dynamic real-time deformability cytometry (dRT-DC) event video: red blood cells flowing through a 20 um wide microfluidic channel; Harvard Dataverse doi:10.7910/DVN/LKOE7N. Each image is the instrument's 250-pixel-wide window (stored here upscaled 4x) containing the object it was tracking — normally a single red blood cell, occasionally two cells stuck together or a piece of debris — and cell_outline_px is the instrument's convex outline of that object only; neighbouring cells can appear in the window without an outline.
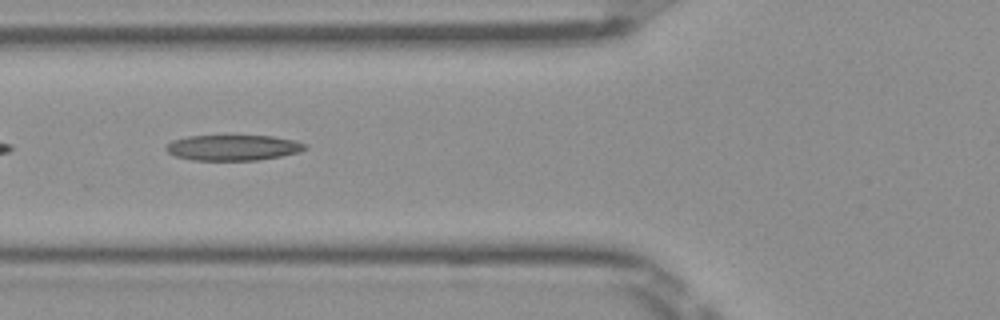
{"species": "Egyptian fruit bat (a non-hibernating species)", "species_latin": "Rousettus aegyptiacus", "temperature_condition": "room temperature", "stored_images_in_passage": 35, "camera_frame_rate_fps": 3000, "um_per_image_px": 0.085, "frame": {"image": 1, "passage_image": 4, "time_ms": 1.0, "image_size_px": [1000, 320], "cell_outline_px": [[308, 148], [300, 152], [280, 156], [256, 160], [192, 160], [176, 156], [168, 152], [164, 148], [172, 140], [188, 136], [272, 136], [296, 140], [308, 144]], "centroid_in_image_um": [19.85, 12.54], "position_along_channel_um": 106.0, "area_um2": 20.75}}
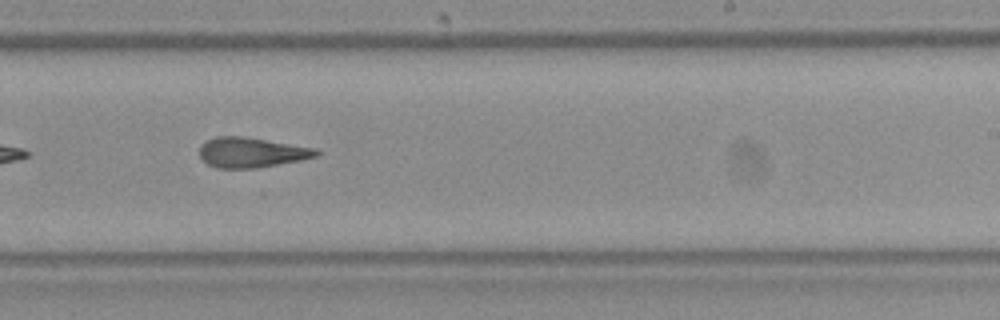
{"frame": {"image": 2, "passage_image": 16, "time_ms": 5.0, "image_size_px": [1000, 320], "cell_outline_px": [[320, 152], [316, 156], [300, 160], [256, 168], [216, 168], [208, 164], [200, 156], [200, 144], [216, 136], [244, 136], [316, 148]], "centroid_in_image_um": [21.36, 12.95], "position_along_channel_um": 267.6, "area_um2": 20.35}}
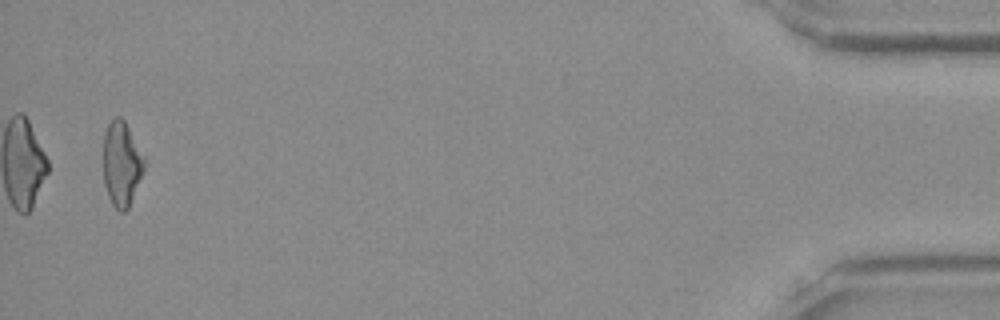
{"frame": {"image": 3, "passage_image": 34, "time_ms": 11.0, "image_size_px": [1000, 320], "cell_outline_px": [[148, 160], [144, 172], [128, 208], [124, 212], [120, 212], [112, 204], [108, 196], [104, 184], [104, 132], [108, 124], [116, 116], [120, 116], [124, 120]], "centroid_in_image_um": [10.37, 13.92], "position_along_channel_um": 424.8, "area_um2": 20.58}, "authors_computed_cell_mechanics": {"area_um2": 20.7502, "velocity_mm_per_s": 4.0274, "shape_relaxation_time_tau1_ms": null, "shape_relaxation_time_tau2_ms": 3.7225, "deformation_change_tau1": null, "deformation_change_tau2": 0.1596}}